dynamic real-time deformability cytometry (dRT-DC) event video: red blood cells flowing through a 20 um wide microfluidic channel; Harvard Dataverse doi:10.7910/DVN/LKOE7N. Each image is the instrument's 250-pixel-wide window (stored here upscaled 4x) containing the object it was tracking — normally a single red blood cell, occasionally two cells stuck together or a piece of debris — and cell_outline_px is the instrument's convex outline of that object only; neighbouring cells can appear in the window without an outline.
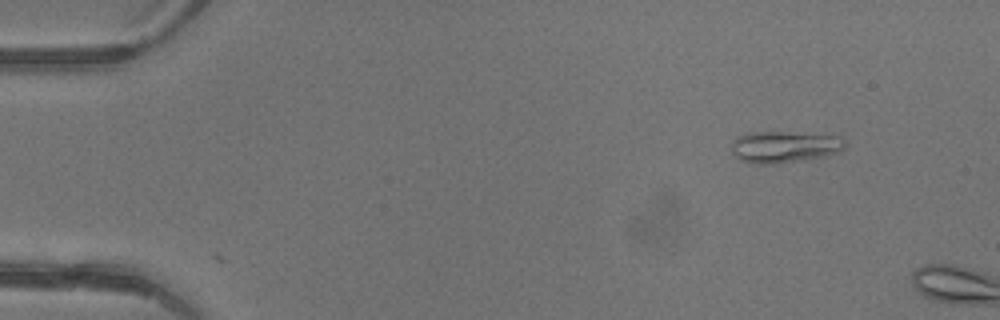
{"species": "common noctule bat (a hibernating species)", "species_latin": "Nyctalus noctula", "temperature_condition": "warm", "stored_images_in_passage": 3, "camera_frame_rate_fps": 3000, "um_per_image_px": 0.085, "animal": {"sex": "female"}, "frame": {"image": 1, "passage_image": 2, "time_ms": 0.333, "image_size_px": [1000, 320], "cell_outline_px": [[844, 148], [840, 152], [828, 156], [780, 164], [752, 164], [740, 160], [732, 152], [732, 140], [736, 136], [748, 132], [780, 132], [840, 136], [844, 140]], "centroid_in_image_um": [66.65, 12.5], "position_along_channel_um": 18.4, "area_um2": 21.21}}